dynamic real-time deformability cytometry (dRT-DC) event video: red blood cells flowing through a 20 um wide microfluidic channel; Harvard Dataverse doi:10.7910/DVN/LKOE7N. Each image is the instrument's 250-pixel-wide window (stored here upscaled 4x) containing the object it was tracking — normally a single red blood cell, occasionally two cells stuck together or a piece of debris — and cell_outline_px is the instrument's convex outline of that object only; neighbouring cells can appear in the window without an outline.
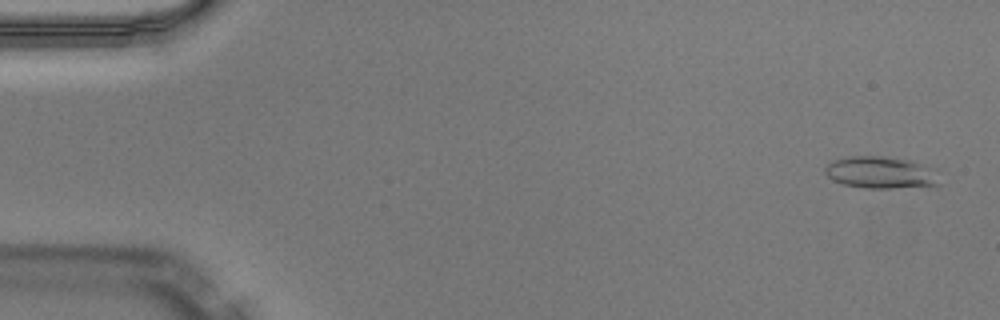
{"species": "Egyptian fruit bat (a non-hibernating species)", "species_latin": "Rousettus aegyptiacus", "temperature_condition": "warm", "stored_images_in_passage": 50, "camera_frame_rate_fps": 3000, "um_per_image_px": 0.085, "animal": {"sex": "male"}, "frame": {"image": 1, "passage_image": 2, "time_ms": 0.333, "image_size_px": [1000, 320], "cell_outline_px": [[936, 188], [864, 188], [844, 184], [832, 180], [824, 172], [824, 168], [832, 160], [848, 156], [880, 156], [912, 160], [928, 168], [936, 184]], "centroid_in_image_um": [74.77, 14.68], "position_along_channel_um": 10.2, "area_um2": 21.15}}
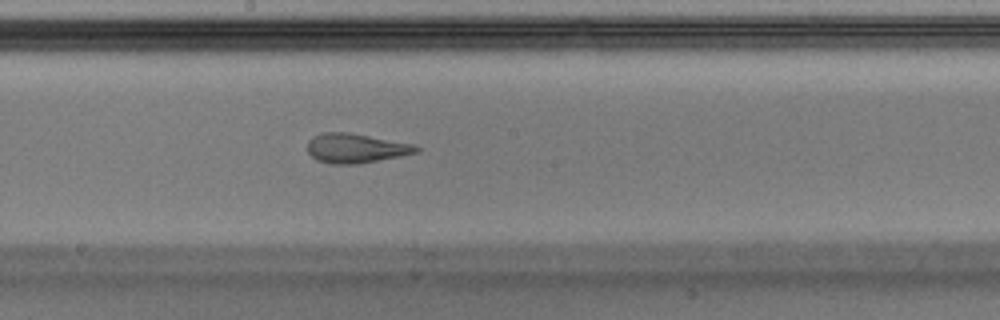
{"frame": {"image": 2, "passage_image": 27, "time_ms": 8.667, "image_size_px": [1000, 320], "cell_outline_px": [[420, 148], [416, 152], [400, 156], [356, 164], [332, 164], [316, 160], [308, 152], [308, 140], [312, 136], [324, 132], [348, 132], [412, 144]], "centroid_in_image_um": [30.18, 12.6], "position_along_channel_um": 218.0, "area_um2": 18.44}}
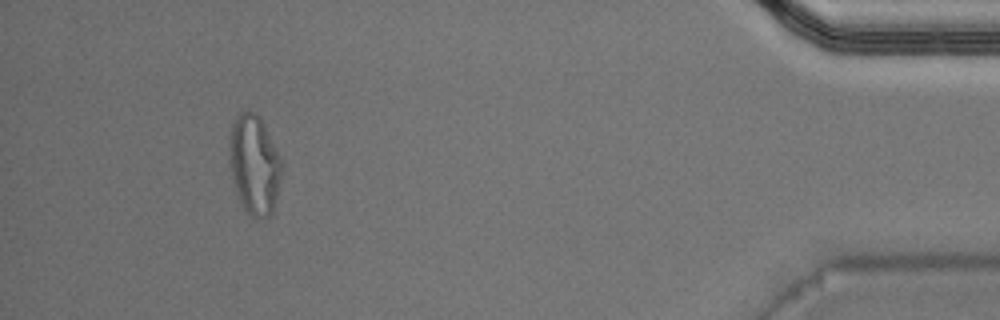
{"frame": {"image": 3, "passage_image": 46, "time_ms": 15.0, "image_size_px": [1000, 320], "cell_outline_px": [[284, 164], [272, 212], [268, 216], [260, 220], [252, 216], [244, 208], [240, 200], [232, 180], [228, 164], [228, 160], [232, 124], [236, 116], [240, 112], [252, 112], [260, 116]], "centroid_in_image_um": [21.62, 14.0], "position_along_channel_um": 413.6, "area_um2": 30.35}, "authors_computed_cell_mechanics": {"area_um2": 19.4208, "velocity_mm_per_s": 4.063, "shape_relaxation_time_tau1_ms": null, "shape_relaxation_time_tau2_ms": 1.0423, "deformation_change_tau1": null, "deformation_change_tau2": 0.0997}}